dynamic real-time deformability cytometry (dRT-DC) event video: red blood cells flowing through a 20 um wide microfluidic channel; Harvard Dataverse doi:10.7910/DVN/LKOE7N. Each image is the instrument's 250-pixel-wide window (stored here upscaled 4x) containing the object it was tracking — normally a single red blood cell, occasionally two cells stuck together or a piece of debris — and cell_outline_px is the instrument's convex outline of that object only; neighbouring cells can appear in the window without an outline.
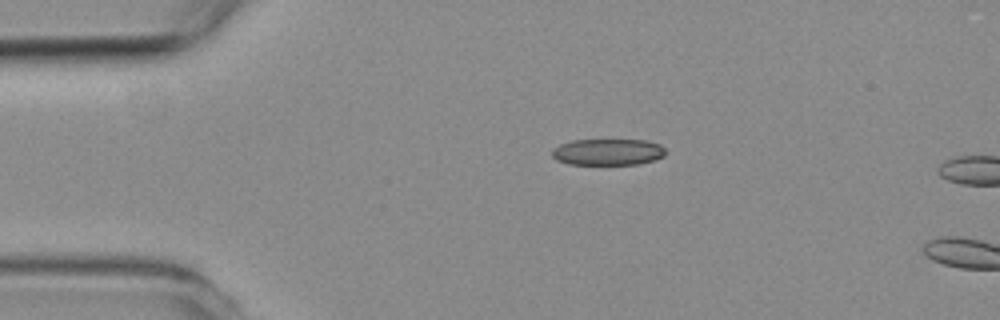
{"species": "common noctule bat (a hibernating species)", "species_latin": "Nyctalus noctula", "temperature_condition": "room temperature", "stored_images_in_passage": 2, "camera_frame_rate_fps": 3000, "um_per_image_px": 0.085, "animal": {"sex": "female", "body_mass_g": 19.3, "forearm_length_mm": 54.1}, "frame": {"image": 1, "passage_image": 1, "time_ms": 0.0, "image_size_px": [1000, 320], "cell_outline_px": [[664, 156], [656, 160], [636, 164], [568, 164], [556, 160], [552, 156], [552, 148], [560, 144], [572, 140], [648, 140], [660, 144], [664, 148]], "centroid_in_image_um": [51.66, 12.91], "position_along_channel_um": 33.3, "area_um2": 17.57}}